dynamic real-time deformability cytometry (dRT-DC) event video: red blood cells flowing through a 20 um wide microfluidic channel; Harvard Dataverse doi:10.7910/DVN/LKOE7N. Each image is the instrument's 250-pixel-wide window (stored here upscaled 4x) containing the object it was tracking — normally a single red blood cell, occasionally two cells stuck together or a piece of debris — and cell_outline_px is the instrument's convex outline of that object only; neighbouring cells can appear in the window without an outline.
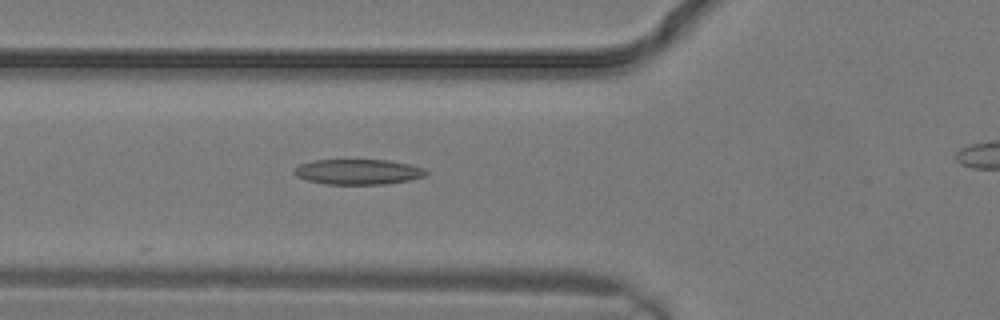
{"species": "common noctule bat (a hibernating species)", "species_latin": "Nyctalus noctula", "temperature_condition": "warm", "stored_images_in_passage": 10, "camera_frame_rate_fps": 3000, "um_per_image_px": 0.085, "animal": {"sex": "male", "body_mass_g": 19.2, "forearm_length_mm": 51.8}, "frame": {"image": 1, "passage_image": 10, "time_ms": 3.0, "image_size_px": [1000, 320], "cell_outline_px": [[428, 172], [424, 176], [408, 180], [384, 184], [324, 184], [308, 180], [296, 176], [292, 172], [292, 168], [300, 164], [312, 160], [388, 160], [408, 164], [424, 168]], "centroid_in_image_um": [30.38, 14.6], "position_along_channel_um": 95.4, "area_um2": 19.42}}